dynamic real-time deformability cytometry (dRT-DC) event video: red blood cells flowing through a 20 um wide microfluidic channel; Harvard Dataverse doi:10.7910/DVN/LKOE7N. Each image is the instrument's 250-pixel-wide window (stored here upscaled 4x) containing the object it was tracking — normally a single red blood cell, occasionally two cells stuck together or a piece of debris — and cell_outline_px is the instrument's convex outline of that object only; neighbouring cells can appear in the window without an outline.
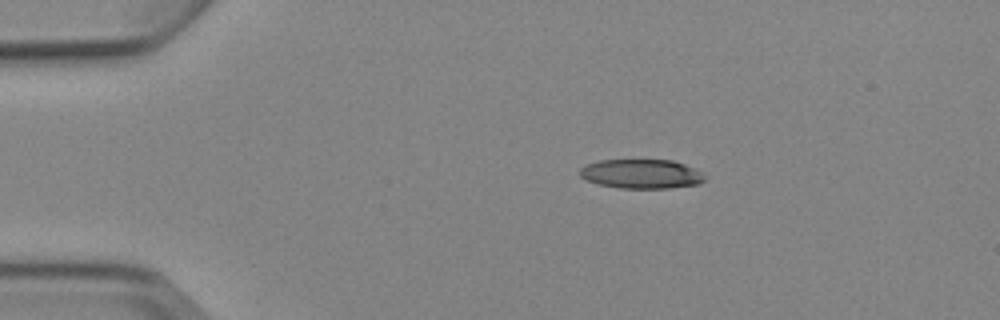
{"species": "Egyptian fruit bat (a non-hibernating species)", "species_latin": "Rousettus aegyptiacus", "temperature_condition": "cold", "stored_images_in_passage": 5, "camera_frame_rate_fps": 3000, "um_per_image_px": 0.085, "animal": {"sex": "female"}, "frame": {"image": 1, "passage_image": 2, "time_ms": 1.0, "image_size_px": [1000, 320], "cell_outline_px": [[704, 180], [700, 184], [668, 188], [620, 188], [600, 184], [588, 180], [580, 176], [580, 168], [588, 164], [600, 160], [672, 160], [684, 164], [700, 172], [704, 176]], "centroid_in_image_um": [54.52, 14.78], "position_along_channel_um": 30.5, "area_um2": 21.04}}
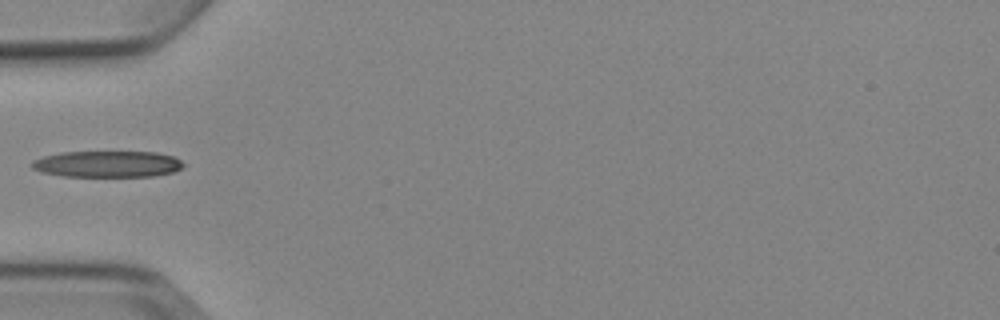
{"frame": {"image": 2, "passage_image": 4, "time_ms": 3.667, "image_size_px": [1000, 320], "cell_outline_px": [[184, 164], [180, 168], [172, 172], [156, 176], [64, 176], [40, 172], [32, 168], [32, 160], [44, 156], [60, 152], [156, 152], [172, 156], [180, 160]], "centroid_in_image_um": [9.1, 13.94], "position_along_channel_um": 75.9, "area_um2": 23.18}}
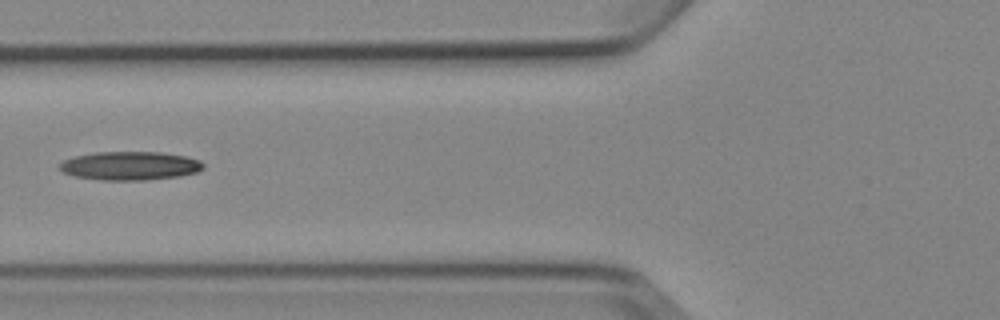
{"frame": {"image": 3, "passage_image": 5, "time_ms": 4.667, "image_size_px": [1000, 320], "cell_outline_px": [[204, 168], [196, 172], [180, 176], [144, 180], [104, 180], [76, 176], [64, 172], [60, 168], [60, 164], [64, 160], [76, 156], [96, 152], [160, 152], [188, 156], [200, 160], [204, 164]], "centroid_in_image_um": [11.11, 14.08], "position_along_channel_um": 114.7, "area_um2": 23.81}}